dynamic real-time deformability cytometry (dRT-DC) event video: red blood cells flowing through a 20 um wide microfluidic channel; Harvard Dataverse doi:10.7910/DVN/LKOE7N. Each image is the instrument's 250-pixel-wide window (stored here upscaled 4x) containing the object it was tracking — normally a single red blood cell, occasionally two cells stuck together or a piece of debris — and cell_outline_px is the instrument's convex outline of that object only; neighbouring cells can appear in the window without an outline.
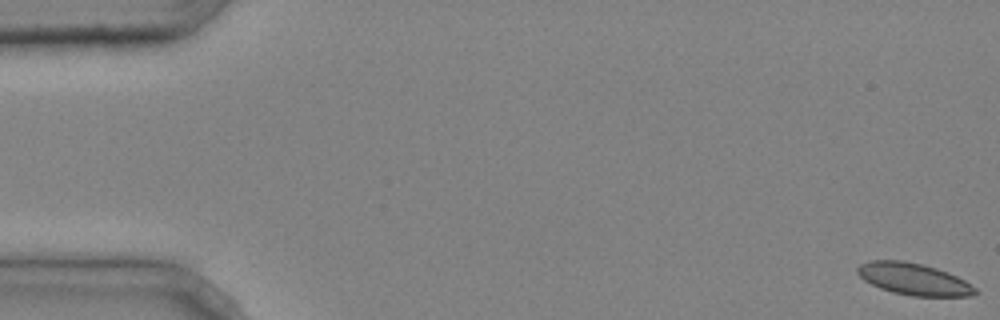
{"species": "common noctule bat (a hibernating species)", "species_latin": "Nyctalus noctula", "temperature_condition": "cold", "stored_images_in_passage": 7, "camera_frame_rate_fps": 3000, "um_per_image_px": 0.085, "animal": {"sex": "male", "body_mass_g": 20.4}, "frame": {"image": 1, "passage_image": 1, "time_ms": 0.0, "image_size_px": [1000, 320], "cell_outline_px": [[976, 292], [972, 296], [912, 296], [892, 292], [880, 288], [864, 280], [856, 272], [856, 268], [860, 264], [872, 260], [904, 260], [936, 268], [948, 272], [964, 280], [976, 288]], "centroid_in_image_um": [77.64, 23.72], "position_along_channel_um": 7.4, "area_um2": 21.73}}
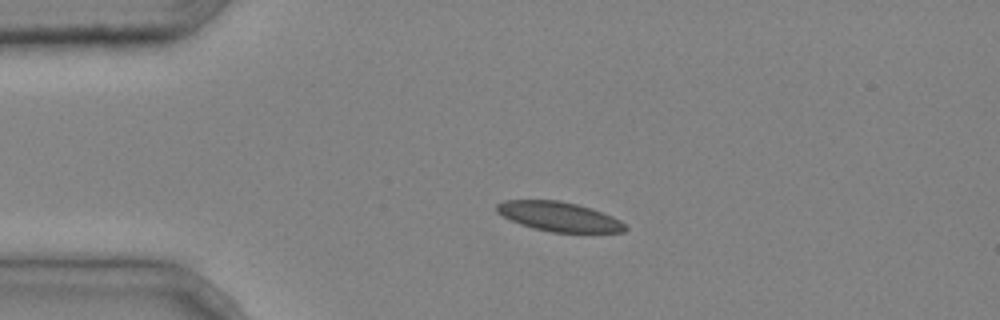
{"frame": {"image": 2, "passage_image": 4, "time_ms": 1.0, "image_size_px": [1000, 320], "cell_outline_px": [[628, 228], [624, 232], [552, 232], [532, 228], [520, 224], [496, 212], [496, 204], [504, 200], [560, 200], [592, 208], [612, 216], [620, 220]], "centroid_in_image_um": [47.51, 18.4], "position_along_channel_um": 37.5, "area_um2": 22.02}}